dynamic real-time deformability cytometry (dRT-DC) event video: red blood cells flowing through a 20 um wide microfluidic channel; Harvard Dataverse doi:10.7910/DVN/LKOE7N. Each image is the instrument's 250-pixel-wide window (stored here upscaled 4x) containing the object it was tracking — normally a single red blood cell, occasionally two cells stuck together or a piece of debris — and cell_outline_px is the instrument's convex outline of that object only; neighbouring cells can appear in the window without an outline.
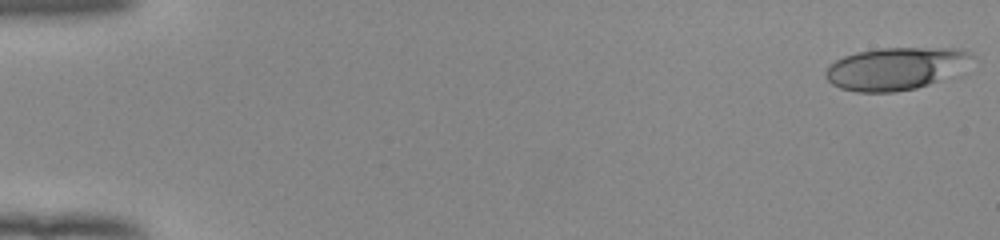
{"species": "human", "species_latin": "Homo sapiens", "temperature_condition": "room temperature", "stored_images_in_passage": 53, "camera_frame_rate_fps": 3000, "um_per_image_px": 0.085, "donor": {"sex": "female"}, "frame": {"image": 1, "passage_image": 1, "time_ms": 0.0, "image_size_px": [1000, 240], "cell_outline_px": [[976, 56], [936, 80], [928, 84], [916, 88], [896, 92], [856, 92], [840, 88], [832, 84], [824, 76], [824, 72], [828, 64], [844, 56], [856, 52], [880, 48], [964, 48], [972, 52]], "centroid_in_image_um": [76.0, 5.81], "position_along_channel_um": 9.0, "area_um2": 35.6}}
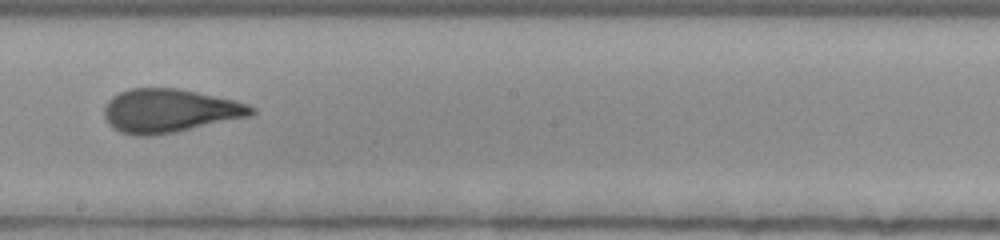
{"frame": {"image": 2, "passage_image": 31, "time_ms": 10.0, "image_size_px": [1000, 240], "cell_outline_px": [[256, 112], [252, 116], [176, 132], [152, 136], [136, 136], [120, 132], [112, 128], [104, 116], [104, 104], [112, 96], [128, 88], [180, 88], [236, 100], [248, 104], [256, 108]], "centroid_in_image_um": [14.42, 9.41], "position_along_channel_um": 233.8, "area_um2": 37.92}}
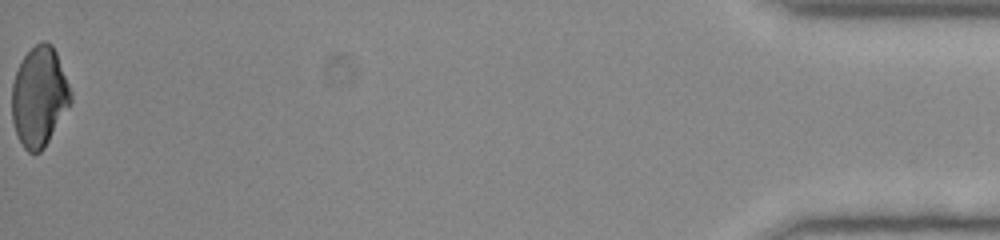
{"frame": {"image": 3, "passage_image": 53, "time_ms": 17.333, "image_size_px": [1000, 240], "cell_outline_px": [[72, 100], [44, 148], [40, 152], [28, 152], [24, 148], [16, 132], [12, 120], [12, 84], [16, 72], [24, 56], [36, 44], [44, 40], [52, 44], [56, 52], [72, 92]], "centroid_in_image_um": [3.34, 8.21], "position_along_channel_um": 431.9, "area_um2": 33.81}, "authors_computed_cell_mechanics": {"area_um2": 36.3562, "velocity_mm_per_s": 3.9622, "shape_relaxation_time_tau1_ms": 10.1528, "shape_relaxation_time_tau2_ms": 0.9837, "deformation_change_tau1": 0.27, "deformation_change_tau2": 0.0803}}